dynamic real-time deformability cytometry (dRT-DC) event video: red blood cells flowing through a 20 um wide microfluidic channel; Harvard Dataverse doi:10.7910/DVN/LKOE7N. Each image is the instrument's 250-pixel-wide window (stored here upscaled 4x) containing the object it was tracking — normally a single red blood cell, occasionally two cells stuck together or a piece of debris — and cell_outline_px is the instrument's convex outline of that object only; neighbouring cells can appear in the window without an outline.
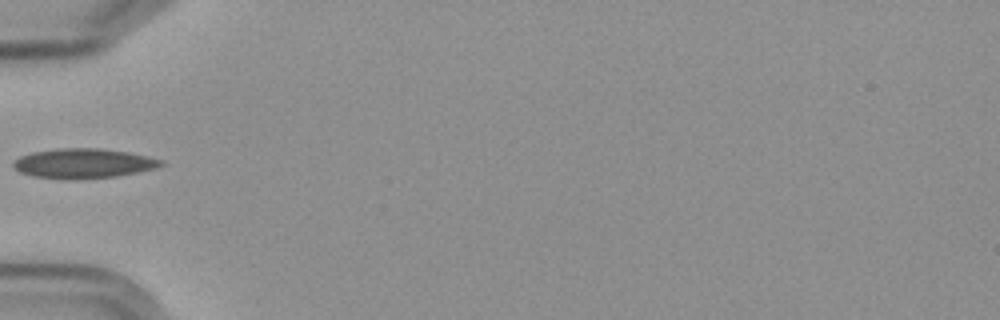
{"species": "Egyptian fruit bat (a non-hibernating species)", "species_latin": "Rousettus aegyptiacus", "temperature_condition": "cold", "stored_images_in_passage": 24, "camera_frame_rate_fps": 3000, "um_per_image_px": 0.085, "frame": {"image": 1, "passage_image": 1, "time_ms": 0.0, "image_size_px": [1000, 320], "cell_outline_px": [[164, 164], [156, 168], [116, 176], [80, 180], [64, 180], [32, 176], [20, 172], [12, 164], [20, 156], [32, 152], [56, 148], [100, 148], [128, 152], [148, 156], [164, 160]], "centroid_in_image_um": [7.09, 13.89], "position_along_channel_um": 77.9, "area_um2": 25.84}}
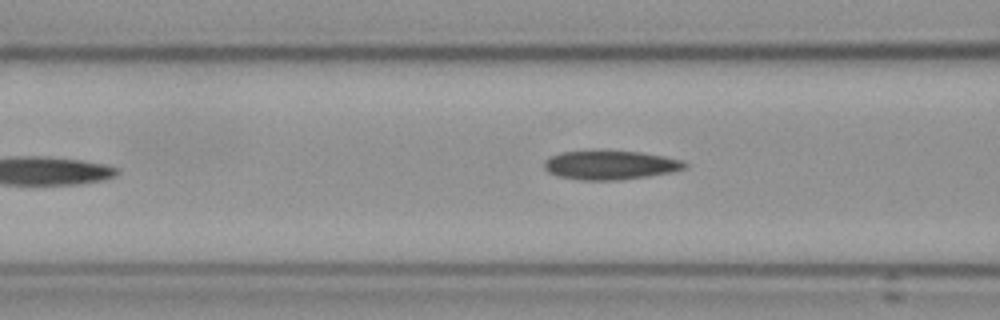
{"frame": {"image": 2, "passage_image": 4, "time_ms": 1.0, "image_size_px": [1000, 320], "cell_outline_px": [[688, 164], [684, 168], [672, 172], [648, 176], [620, 180], [584, 180], [560, 176], [548, 172], [544, 168], [544, 160], [548, 156], [560, 152], [640, 152], [664, 156], [680, 160]], "centroid_in_image_um": [51.85, 14.04], "position_along_channel_um": 114.7, "area_um2": 23.29}}